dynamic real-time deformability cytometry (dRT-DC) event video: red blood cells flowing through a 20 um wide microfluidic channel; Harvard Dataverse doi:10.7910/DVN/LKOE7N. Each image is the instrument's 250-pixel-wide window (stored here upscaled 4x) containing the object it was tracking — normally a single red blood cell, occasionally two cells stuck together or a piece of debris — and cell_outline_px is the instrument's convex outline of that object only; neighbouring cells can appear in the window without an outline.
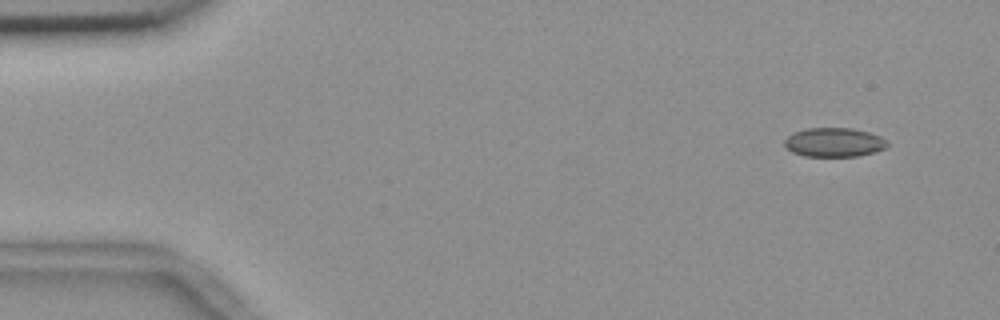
{"species": "common noctule bat (a hibernating species)", "species_latin": "Nyctalus noctula", "temperature_condition": "room temperature", "stored_images_in_passage": 5, "camera_frame_rate_fps": 3000, "um_per_image_px": 0.085, "animal": {"sex": "female", "body_mass_g": 18.4}, "frame": {"image": 1, "passage_image": 1, "time_ms": 0.0, "image_size_px": [1000, 320], "cell_outline_px": [[888, 144], [884, 148], [876, 152], [860, 156], [804, 156], [792, 152], [784, 144], [784, 140], [792, 132], [804, 128], [852, 128], [868, 132], [880, 136], [888, 140]], "centroid_in_image_um": [70.9, 12.09], "position_along_channel_um": 14.1, "area_um2": 17.57}}
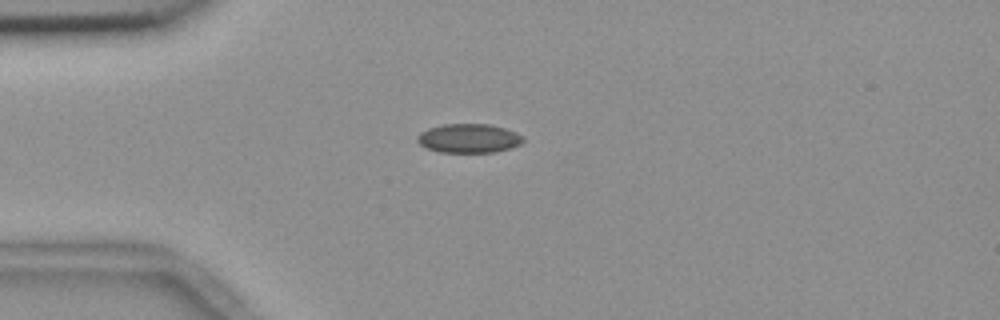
{"frame": {"image": 2, "passage_image": 3, "time_ms": 0.667, "image_size_px": [1000, 320], "cell_outline_px": [[524, 140], [520, 144], [512, 148], [496, 152], [440, 152], [428, 148], [420, 144], [416, 140], [416, 136], [420, 132], [428, 128], [444, 124], [488, 124], [504, 128], [516, 132], [524, 136]], "centroid_in_image_um": [39.86, 11.75], "position_along_channel_um": 45.1, "area_um2": 17.98}}
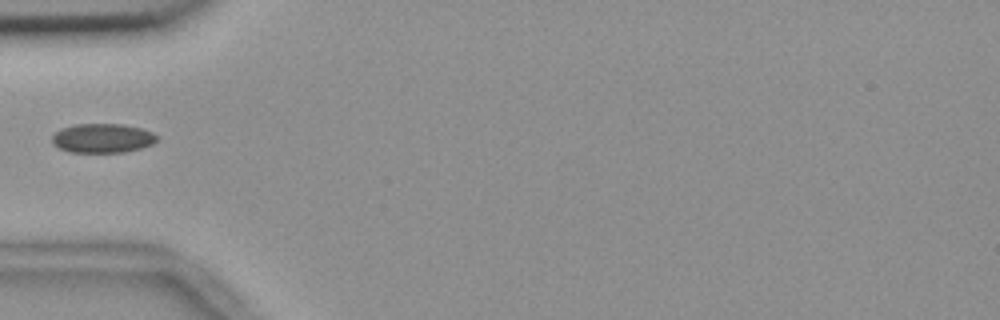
{"frame": {"image": 3, "passage_image": 4, "time_ms": 1.0, "image_size_px": [1000, 320], "cell_outline_px": [[156, 140], [152, 144], [140, 148], [124, 152], [68, 152], [52, 144], [52, 136], [60, 128], [76, 124], [120, 124], [140, 128], [152, 132], [156, 136]], "centroid_in_image_um": [8.67, 11.74], "position_along_channel_um": 76.3, "area_um2": 17.74}}